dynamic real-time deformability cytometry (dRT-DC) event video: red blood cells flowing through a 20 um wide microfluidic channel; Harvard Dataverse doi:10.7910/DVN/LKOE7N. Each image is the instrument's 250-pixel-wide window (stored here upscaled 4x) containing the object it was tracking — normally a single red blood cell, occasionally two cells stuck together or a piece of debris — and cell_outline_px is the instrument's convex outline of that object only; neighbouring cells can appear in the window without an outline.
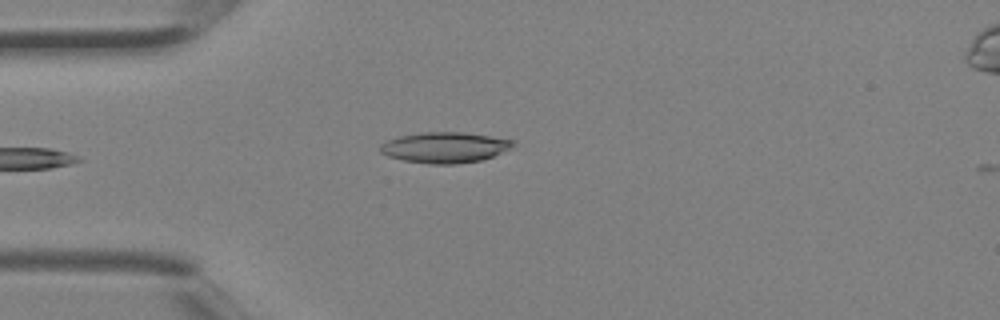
{"species": "Egyptian fruit bat (a non-hibernating species)", "species_latin": "Rousettus aegyptiacus", "temperature_condition": "room temperature", "stored_images_in_passage": 3, "camera_frame_rate_fps": 3000, "um_per_image_px": 0.085, "animal": {"sex": "female"}, "frame": {"image": 1, "passage_image": 3, "time_ms": 0.667, "image_size_px": [1000, 320], "cell_outline_px": [[516, 140], [508, 148], [492, 156], [480, 160], [456, 164], [428, 164], [404, 160], [388, 156], [380, 152], [380, 144], [388, 140], [400, 136], [420, 132], [464, 132]], "centroid_in_image_um": [37.76, 12.53], "position_along_channel_um": 47.2, "area_um2": 23.52}}